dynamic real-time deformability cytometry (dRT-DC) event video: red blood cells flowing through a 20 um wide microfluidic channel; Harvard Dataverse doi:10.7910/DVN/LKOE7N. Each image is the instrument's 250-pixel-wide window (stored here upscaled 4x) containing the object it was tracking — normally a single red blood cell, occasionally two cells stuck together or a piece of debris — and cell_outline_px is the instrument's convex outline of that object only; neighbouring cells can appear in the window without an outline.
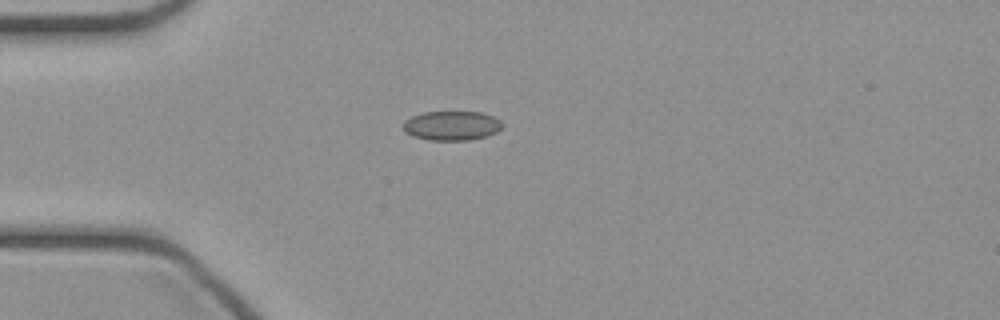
{"species": "common noctule bat (a hibernating species)", "species_latin": "Nyctalus noctula", "temperature_condition": "cold", "stored_images_in_passage": 35, "camera_frame_rate_fps": 3000, "um_per_image_px": 0.085, "animal": {"sex": "female", "body_mass_g": 21.9}, "frame": {"image": 1, "passage_image": 1, "time_ms": 0.0, "image_size_px": [1000, 320], "cell_outline_px": [[504, 124], [496, 132], [484, 136], [468, 140], [428, 140], [412, 136], [404, 132], [404, 120], [412, 116], [424, 112], [480, 112], [492, 116], [500, 120]], "centroid_in_image_um": [38.37, 10.68], "position_along_channel_um": 46.6, "area_um2": 16.88}}
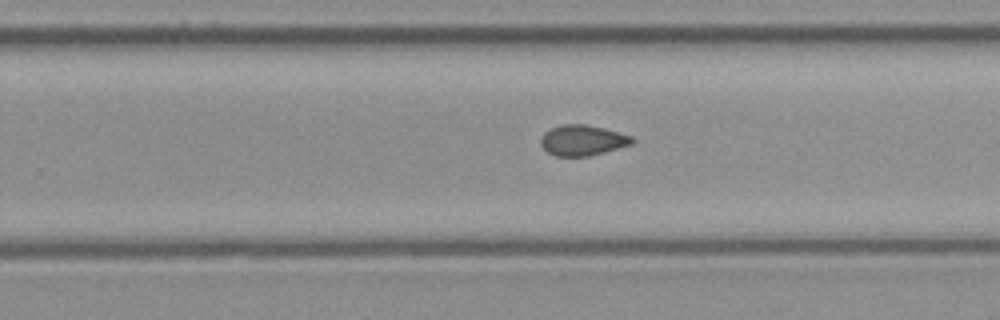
{"frame": {"image": 2, "passage_image": 18, "time_ms": 5.667, "image_size_px": [1000, 320], "cell_outline_px": [[636, 140], [632, 144], [604, 152], [588, 156], [556, 156], [548, 152], [540, 144], [540, 136], [544, 132], [560, 124], [584, 124], [604, 128], [632, 136]], "centroid_in_image_um": [49.51, 11.92], "position_along_channel_um": 280.3, "area_um2": 16.3}}
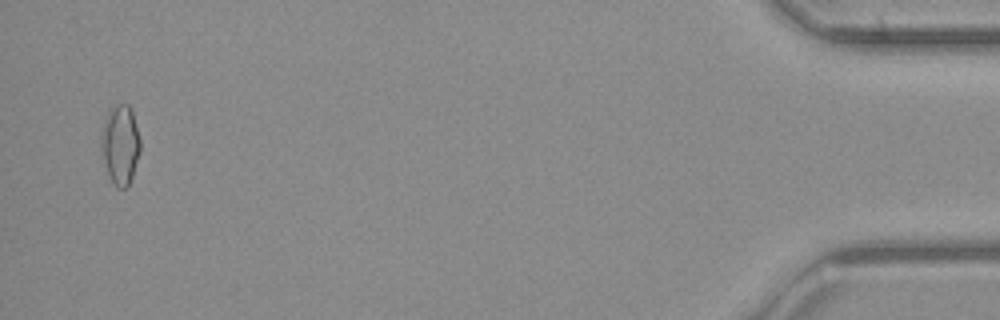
{"frame": {"image": 3, "passage_image": 34, "time_ms": 11.0, "image_size_px": [1000, 320], "cell_outline_px": [[140, 152], [128, 188], [116, 188], [108, 176], [100, 156], [100, 136], [104, 124], [112, 108], [116, 104], [128, 104], [132, 112], [140, 140]], "centroid_in_image_um": [10.2, 12.37], "position_along_channel_um": 425.0, "area_um2": 18.21}}